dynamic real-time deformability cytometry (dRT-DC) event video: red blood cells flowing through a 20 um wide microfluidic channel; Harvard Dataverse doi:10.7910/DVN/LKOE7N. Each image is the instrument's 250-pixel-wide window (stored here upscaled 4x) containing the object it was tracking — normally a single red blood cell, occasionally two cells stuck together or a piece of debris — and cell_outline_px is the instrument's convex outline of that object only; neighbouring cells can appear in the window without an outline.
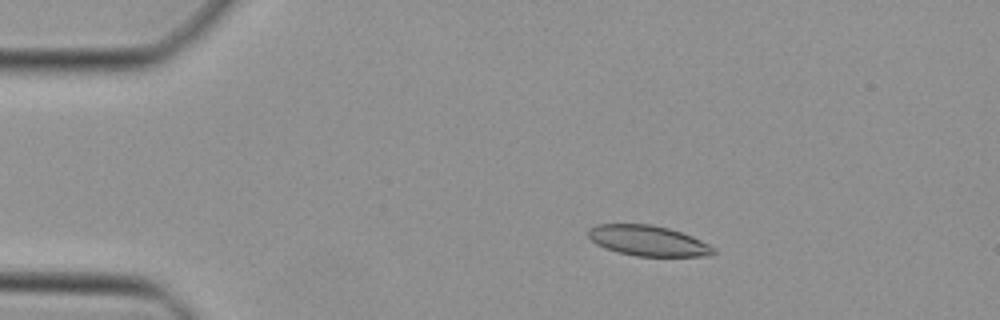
{"species": "Egyptian fruit bat (a non-hibernating species)", "species_latin": "Rousettus aegyptiacus", "temperature_condition": "cold", "stored_images_in_passage": 39, "camera_frame_rate_fps": 3000, "um_per_image_px": 0.085, "animal": {"sex": "female"}, "frame": {"image": 1, "passage_image": 1, "time_ms": 0.0, "image_size_px": [1000, 320], "cell_outline_px": [[716, 252], [712, 256], [636, 256], [620, 252], [596, 244], [588, 236], [588, 228], [596, 224], [652, 224], [668, 228], [692, 236], [716, 248]], "centroid_in_image_um": [55.11, 20.46], "position_along_channel_um": 29.9, "area_um2": 22.14}}
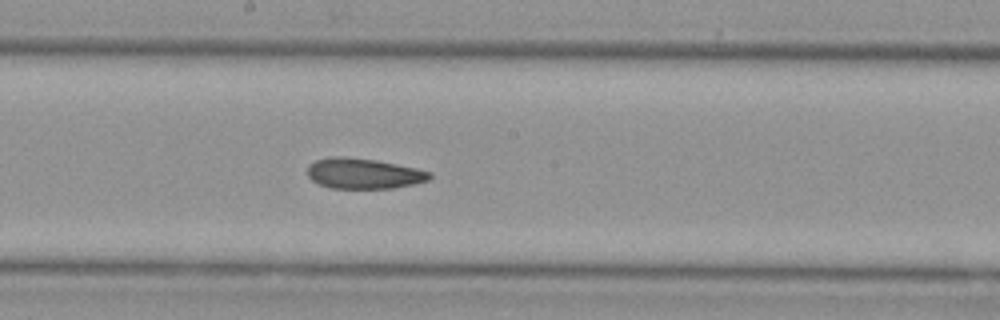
{"frame": {"image": 2, "passage_image": 18, "time_ms": 5.667, "image_size_px": [1000, 320], "cell_outline_px": [[432, 176], [428, 180], [412, 184], [392, 188], [332, 188], [320, 184], [312, 180], [308, 176], [308, 164], [316, 160], [332, 156], [344, 156], [376, 160], [416, 168], [432, 172]], "centroid_in_image_um": [30.9, 14.74], "position_along_channel_um": 217.3, "area_um2": 21.62}}
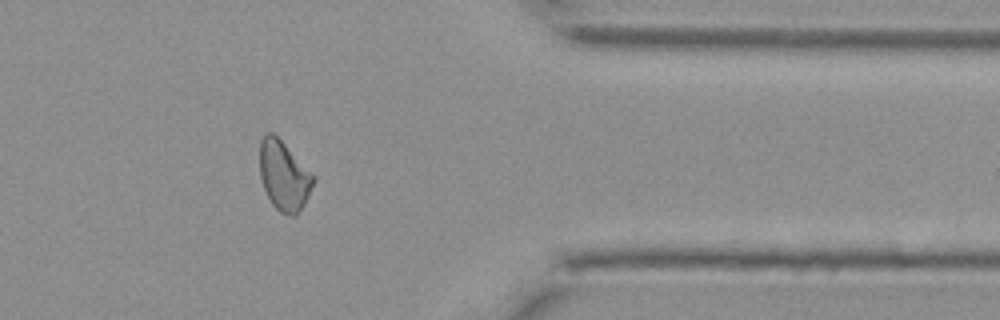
{"frame": {"image": 3, "passage_image": 31, "time_ms": 10.0, "image_size_px": [1000, 320], "cell_outline_px": [[316, 180], [304, 204], [296, 216], [292, 216], [280, 212], [272, 204], [264, 188], [260, 176], [260, 140], [268, 132], [272, 132], [316, 176]], "centroid_in_image_um": [24.15, 14.95], "position_along_channel_um": 387.3, "area_um2": 21.56}}